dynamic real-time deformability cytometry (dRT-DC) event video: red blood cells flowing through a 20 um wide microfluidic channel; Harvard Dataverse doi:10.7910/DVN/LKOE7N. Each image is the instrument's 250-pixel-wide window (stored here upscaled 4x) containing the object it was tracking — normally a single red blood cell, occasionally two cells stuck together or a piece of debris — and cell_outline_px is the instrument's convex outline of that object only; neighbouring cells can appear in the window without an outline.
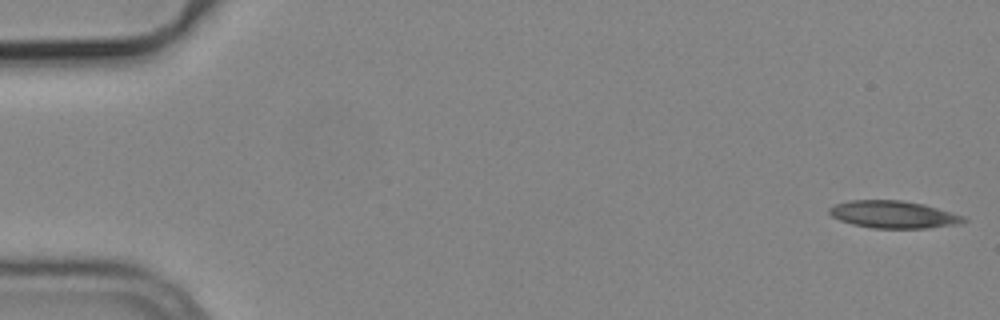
{"species": "common noctule bat (a hibernating species)", "species_latin": "Nyctalus noctula", "temperature_condition": "cold", "stored_images_in_passage": 54, "camera_frame_rate_fps": 3000, "um_per_image_px": 0.085, "animal": {"sex": "male", "body_mass_g": 19.2, "forearm_length_mm": 51.8}, "frame": {"image": 1, "passage_image": 1, "time_ms": 0.0, "image_size_px": [1000, 320], "cell_outline_px": [[968, 220], [960, 224], [928, 228], [872, 228], [852, 224], [840, 220], [832, 216], [828, 212], [828, 208], [836, 204], [848, 200], [900, 200], [924, 204], [964, 216]], "centroid_in_image_um": [75.94, 18.23], "position_along_channel_um": 9.1, "area_um2": 21.44}}
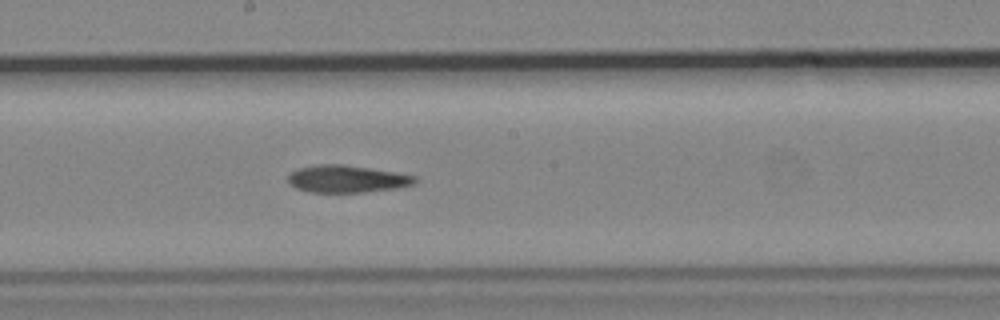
{"frame": {"image": 2, "passage_image": 29, "time_ms": 9.333, "image_size_px": [1000, 320], "cell_outline_px": [[420, 180], [416, 184], [396, 188], [364, 192], [308, 192], [296, 188], [288, 184], [288, 176], [292, 172], [300, 168], [316, 164], [344, 164], [396, 172], [416, 176]], "centroid_in_image_um": [29.52, 15.21], "position_along_channel_um": 218.7, "area_um2": 20.35}}
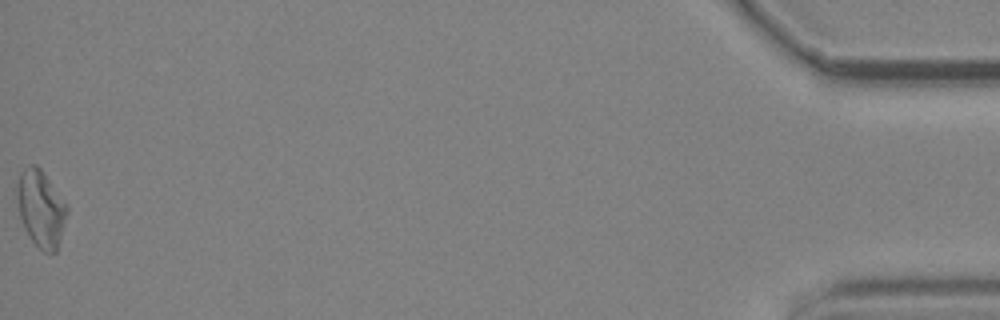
{"frame": {"image": 3, "passage_image": 54, "time_ms": 17.667, "image_size_px": [1000, 320], "cell_outline_px": [[68, 212], [56, 252], [44, 252], [32, 240], [24, 228], [20, 216], [16, 196], [16, 188], [20, 172], [24, 168], [32, 164], [36, 164], [44, 172], [68, 204]], "centroid_in_image_um": [3.48, 17.68], "position_along_channel_um": 431.7, "area_um2": 22.43}, "authors_computed_cell_mechanics": {"area_um2": 21.1837, "velocity_mm_per_s": 3.764, "shape_relaxation_time_tau1_ms": null, "shape_relaxation_time_tau2_ms": 7.7483, "deformation_change_tau1": null, "deformation_change_tau2": 0.2024}}